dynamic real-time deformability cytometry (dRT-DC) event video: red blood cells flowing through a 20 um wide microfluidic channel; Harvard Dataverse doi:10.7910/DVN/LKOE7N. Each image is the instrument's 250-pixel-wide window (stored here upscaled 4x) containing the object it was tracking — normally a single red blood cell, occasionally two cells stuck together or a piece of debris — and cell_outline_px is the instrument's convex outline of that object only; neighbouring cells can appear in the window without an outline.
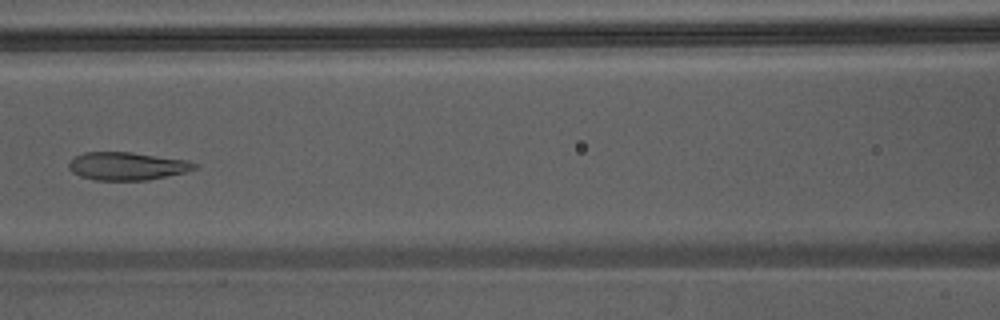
{"species": "Egyptian fruit bat (a non-hibernating species)", "species_latin": "Rousettus aegyptiacus", "temperature_condition": "warm", "stored_images_in_passage": 31, "camera_frame_rate_fps": 3000, "um_per_image_px": 0.085, "animal": {"sex": "male"}, "frame": {"image": 1, "passage_image": 8, "time_ms": 2.333, "image_size_px": [1000, 320], "cell_outline_px": [[200, 164], [196, 168], [184, 172], [148, 180], [96, 180], [80, 176], [72, 172], [68, 168], [68, 164], [76, 156], [84, 152], [132, 152], [188, 160]], "centroid_in_image_um": [10.81, 14.11], "position_along_channel_um": 155.8, "area_um2": 20.46}}
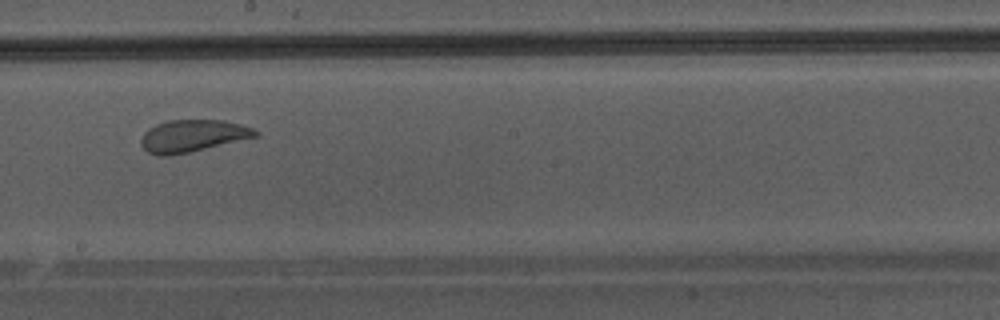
{"frame": {"image": 2, "passage_image": 12, "time_ms": 3.667, "image_size_px": [1000, 320], "cell_outline_px": [[260, 132], [256, 136], [188, 152], [168, 156], [156, 156], [148, 152], [140, 144], [140, 140], [144, 132], [148, 128], [156, 124], [168, 120], [220, 120], [240, 124], [252, 128]], "centroid_in_image_um": [16.3, 11.54], "position_along_channel_um": 231.9, "area_um2": 21.15}}
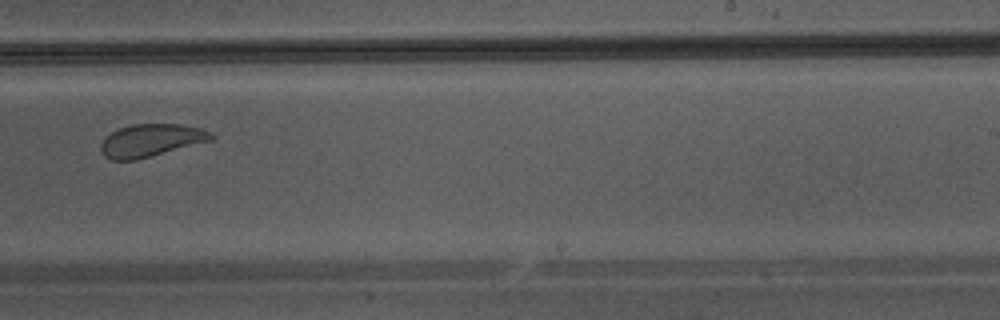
{"frame": {"image": 3, "passage_image": 15, "time_ms": 4.667, "image_size_px": [1000, 320], "cell_outline_px": [[216, 136], [212, 140], [136, 160], [112, 160], [104, 156], [100, 148], [100, 144], [112, 132], [120, 128], [132, 124], [180, 124], [200, 128], [212, 132]], "centroid_in_image_um": [12.86, 11.93], "position_along_channel_um": 276.1, "area_um2": 20.87}}